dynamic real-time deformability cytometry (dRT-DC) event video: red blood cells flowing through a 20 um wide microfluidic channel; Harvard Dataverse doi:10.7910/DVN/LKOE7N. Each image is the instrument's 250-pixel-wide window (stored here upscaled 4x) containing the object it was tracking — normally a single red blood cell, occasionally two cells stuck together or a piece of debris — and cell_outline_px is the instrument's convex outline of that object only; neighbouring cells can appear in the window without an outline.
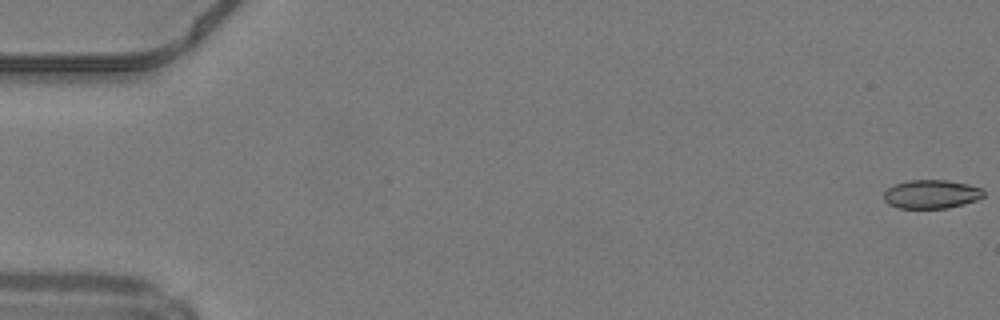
{"species": "common noctule bat (a hibernating species)", "species_latin": "Nyctalus noctula", "temperature_condition": "warm", "stored_images_in_passage": 50, "camera_frame_rate_fps": 3000, "um_per_image_px": 0.085, "animal": {"sex": "male", "body_mass_g": 19.2, "forearm_length_mm": 51.8}, "frame": {"image": 1, "passage_image": 1, "time_ms": 0.0, "image_size_px": [1000, 320], "cell_outline_px": [[984, 196], [976, 200], [964, 204], [948, 208], [896, 208], [888, 204], [884, 200], [884, 192], [888, 188], [896, 184], [908, 180], [948, 180], [968, 184], [984, 188]], "centroid_in_image_um": [79.18, 16.5], "position_along_channel_um": 5.8, "area_um2": 16.82}}
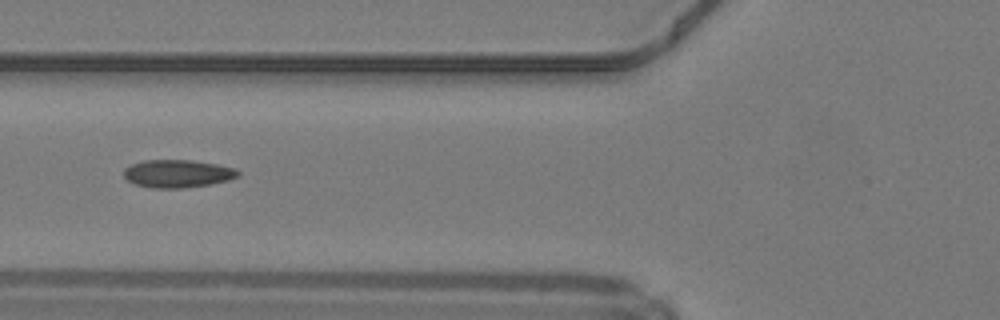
{"frame": {"image": 2, "passage_image": 20, "time_ms": 6.333, "image_size_px": [1000, 320], "cell_outline_px": [[240, 176], [228, 180], [208, 184], [184, 188], [152, 188], [136, 184], [128, 180], [124, 176], [124, 168], [132, 164], [144, 160], [192, 160], [216, 164], [232, 168], [240, 172]], "centroid_in_image_um": [15.08, 14.75], "position_along_channel_um": 110.7, "area_um2": 18.38}}
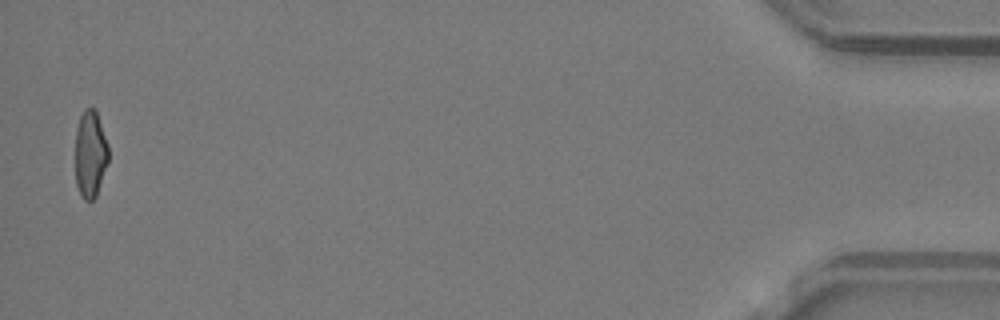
{"frame": {"image": 3, "passage_image": 49, "time_ms": 16.0, "image_size_px": [1000, 320], "cell_outline_px": [[108, 160], [96, 196], [92, 200], [84, 200], [80, 196], [76, 184], [76, 132], [80, 116], [84, 108], [96, 108], [108, 144]], "centroid_in_image_um": [7.68, 13.07], "position_along_channel_um": 427.5, "area_um2": 16.82}, "authors_computed_cell_mechanics": {"area_um2": 17.7735, "velocity_mm_per_s": 4.233, "shape_relaxation_time_tau1_ms": 6.0087, "shape_relaxation_time_tau2_ms": 1.8716, "deformation_change_tau1": 0.1851, "deformation_change_tau2": 0.0888}}